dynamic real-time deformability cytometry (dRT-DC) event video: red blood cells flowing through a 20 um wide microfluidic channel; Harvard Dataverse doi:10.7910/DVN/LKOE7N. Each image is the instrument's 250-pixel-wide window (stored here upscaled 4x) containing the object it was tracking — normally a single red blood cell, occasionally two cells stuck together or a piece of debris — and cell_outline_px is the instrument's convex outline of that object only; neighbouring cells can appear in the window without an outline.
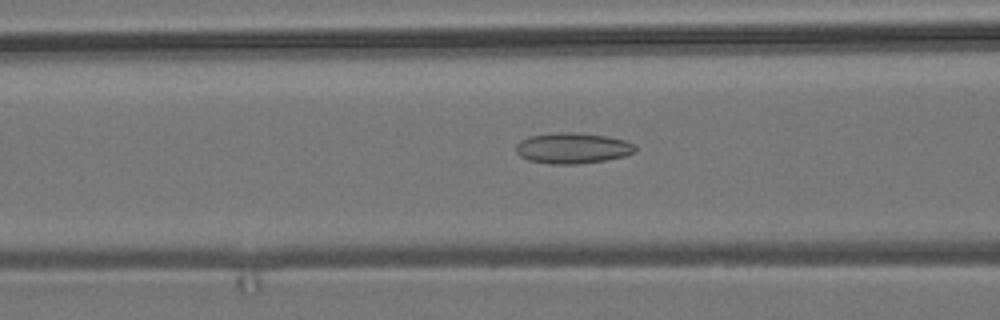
{"species": "common noctule bat (a hibernating species)", "species_latin": "Nyctalus noctula", "temperature_condition": "room temperature", "stored_images_in_passage": 40, "camera_frame_rate_fps": 3000, "um_per_image_px": 0.085, "animal": {"sex": "male", "body_mass_g": 19.2, "forearm_length_mm": 51.8}, "frame": {"image": 1, "passage_image": 22, "time_ms": 7.0, "image_size_px": [1000, 320], "cell_outline_px": [[636, 152], [624, 156], [604, 160], [580, 164], [552, 164], [528, 160], [520, 156], [516, 152], [516, 144], [520, 140], [532, 136], [548, 132], [576, 132], [608, 136], [624, 140], [632, 144], [636, 148]], "centroid_in_image_um": [48.65, 12.58], "position_along_channel_um": 118.0, "area_um2": 21.5}}
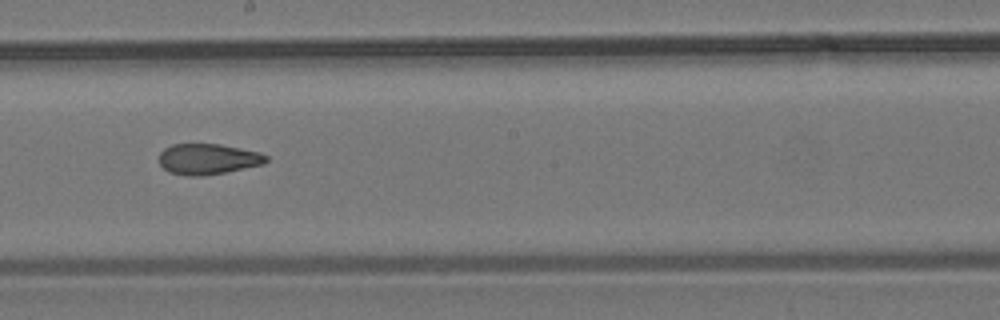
{"frame": {"image": 2, "passage_image": 31, "time_ms": 10.0, "image_size_px": [1000, 320], "cell_outline_px": [[268, 160], [264, 164], [224, 172], [200, 176], [188, 176], [168, 172], [160, 164], [160, 152], [164, 148], [172, 144], [220, 144], [260, 152], [268, 156]], "centroid_in_image_um": [17.67, 13.51], "position_along_channel_um": 230.5, "area_um2": 19.13}}
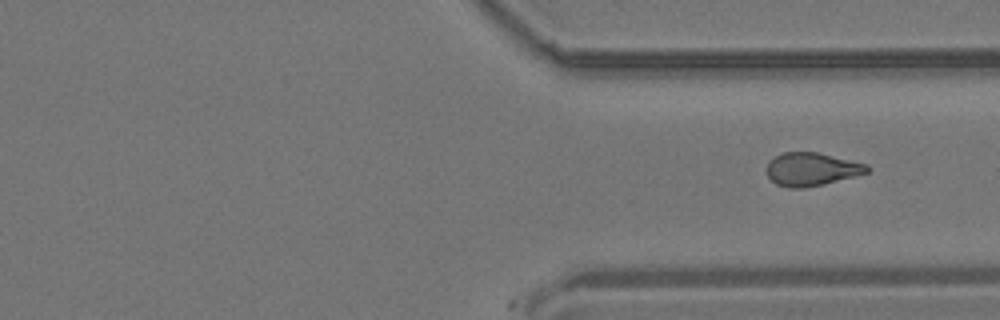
{"frame": {"image": 3, "passage_image": 40, "time_ms": 13.0, "image_size_px": [1000, 320], "cell_outline_px": [[872, 168], [868, 172], [824, 184], [804, 188], [788, 188], [776, 184], [768, 176], [764, 168], [768, 160], [784, 152], [816, 152], [868, 164]], "centroid_in_image_um": [68.95, 14.38], "position_along_channel_um": 342.5, "area_um2": 19.54}}